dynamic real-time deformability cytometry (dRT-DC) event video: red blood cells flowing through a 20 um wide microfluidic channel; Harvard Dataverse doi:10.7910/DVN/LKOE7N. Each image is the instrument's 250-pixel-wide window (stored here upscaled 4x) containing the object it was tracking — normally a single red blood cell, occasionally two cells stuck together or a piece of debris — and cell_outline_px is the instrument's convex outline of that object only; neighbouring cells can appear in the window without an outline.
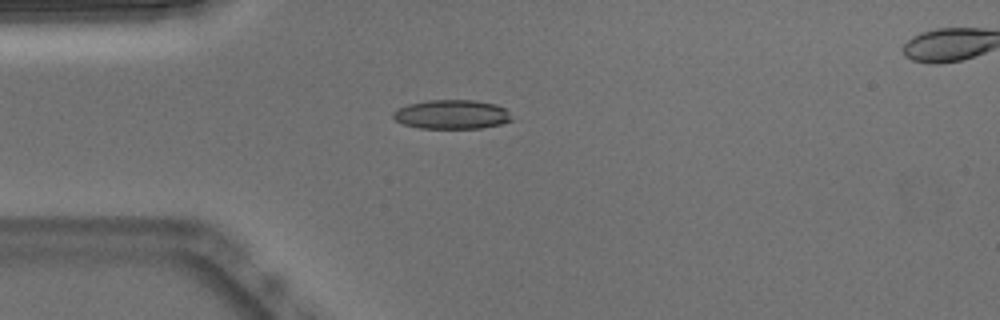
{"species": "Egyptian fruit bat (a non-hibernating species)", "species_latin": "Rousettus aegyptiacus", "temperature_condition": "warm", "stored_images_in_passage": 35, "camera_frame_rate_fps": 3000, "um_per_image_px": 0.085, "animal": {"sex": "male"}, "frame": {"image": 1, "passage_image": 1, "time_ms": 0.0, "image_size_px": [1000, 320], "cell_outline_px": [[512, 120], [500, 124], [480, 128], [420, 128], [404, 124], [396, 120], [392, 116], [392, 112], [396, 108], [408, 104], [428, 100], [476, 100], [496, 104], [504, 108], [508, 112]], "centroid_in_image_um": [38.37, 9.72], "position_along_channel_um": 46.6, "area_um2": 20.11}}
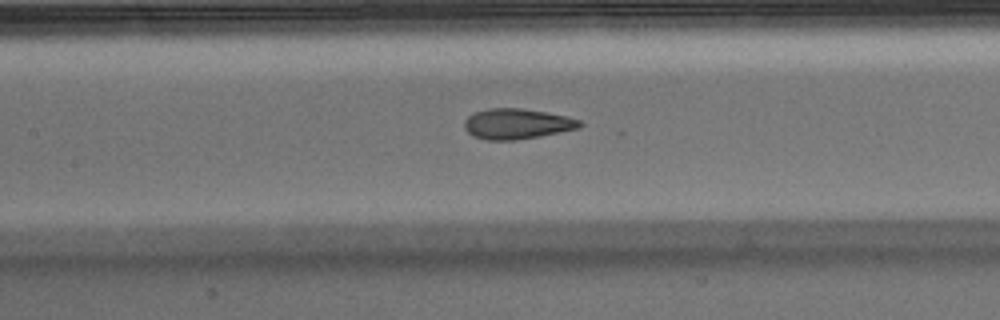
{"frame": {"image": 2, "passage_image": 11, "time_ms": 3.333, "image_size_px": [1000, 320], "cell_outline_px": [[584, 124], [580, 128], [540, 136], [516, 140], [488, 140], [472, 136], [464, 128], [464, 120], [468, 116], [476, 112], [488, 108], [520, 108], [568, 116], [580, 120]], "centroid_in_image_um": [43.94, 10.53], "position_along_channel_um": 163.5, "area_um2": 20.52}}
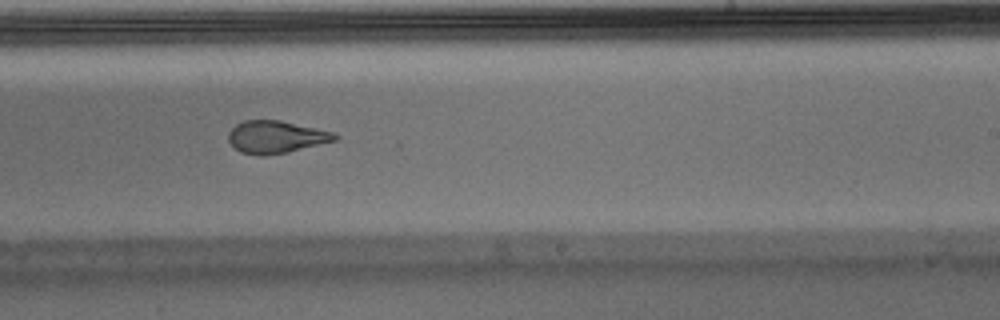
{"frame": {"image": 3, "passage_image": 19, "time_ms": 6.0, "image_size_px": [1000, 320], "cell_outline_px": [[340, 136], [336, 140], [288, 152], [264, 156], [260, 156], [240, 152], [228, 140], [228, 132], [236, 124], [244, 120], [280, 120], [316, 128], [332, 132]], "centroid_in_image_um": [23.44, 11.64], "position_along_channel_um": 265.6, "area_um2": 20.06}, "authors_computed_cell_mechanics": {"area_um2": 20.6924, "velocity_mm_per_s": 3.84, "shape_relaxation_time_tau1_ms": 6.3976, "shape_relaxation_time_tau2_ms": 1.255, "deformation_change_tau1": 0.2358, "deformation_change_tau2": 0.099}}